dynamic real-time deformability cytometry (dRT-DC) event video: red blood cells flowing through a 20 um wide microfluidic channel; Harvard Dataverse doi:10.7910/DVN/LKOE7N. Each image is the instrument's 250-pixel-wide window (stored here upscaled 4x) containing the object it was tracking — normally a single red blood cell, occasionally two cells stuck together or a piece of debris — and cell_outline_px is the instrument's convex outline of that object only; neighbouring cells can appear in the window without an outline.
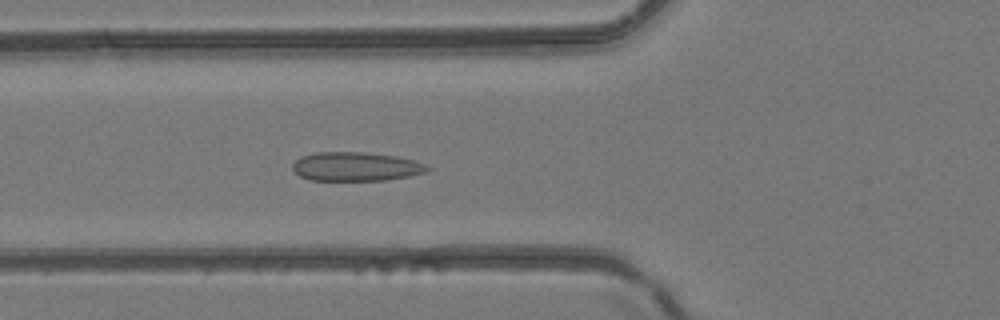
{"species": "common noctule bat (a hibernating species)", "species_latin": "Nyctalus noctula", "temperature_condition": "room temperature", "stored_images_in_passage": 49, "camera_frame_rate_fps": 3000, "um_per_image_px": 0.085, "animal": {"sex": "female", "body_mass_g": 24.6, "forearm_length_mm": 56.2}, "frame": {"image": 1, "passage_image": 19, "time_ms": 6.0, "image_size_px": [1000, 320], "cell_outline_px": [[432, 168], [424, 172], [408, 176], [388, 180], [312, 180], [300, 176], [292, 168], [292, 164], [300, 156], [316, 152], [360, 152], [396, 156], [416, 160]], "centroid_in_image_um": [30.24, 14.15], "position_along_channel_um": 95.6, "area_um2": 22.66}}
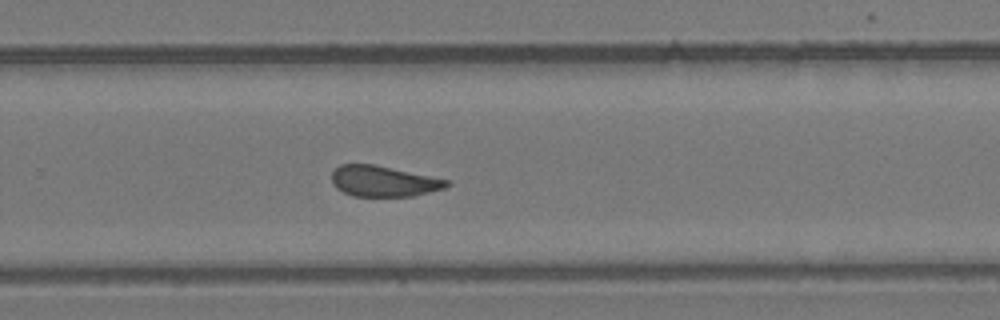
{"frame": {"image": 2, "passage_image": 33, "time_ms": 10.667, "image_size_px": [1000, 320], "cell_outline_px": [[452, 184], [444, 188], [412, 196], [352, 196], [336, 188], [332, 184], [332, 172], [340, 164], [372, 164], [448, 180]], "centroid_in_image_um": [32.56, 15.41], "position_along_channel_um": 297.2, "area_um2": 20.35}}
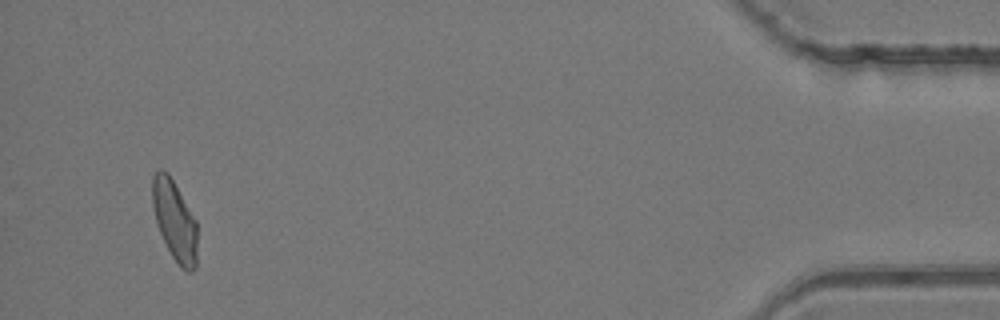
{"frame": {"image": 3, "passage_image": 47, "time_ms": 15.333, "image_size_px": [1000, 320], "cell_outline_px": [[196, 268], [192, 272], [188, 272], [180, 268], [172, 256], [156, 224], [152, 204], [152, 176], [160, 168], [164, 168], [168, 172], [196, 220]], "centroid_in_image_um": [14.83, 18.73], "position_along_channel_um": 420.4, "area_um2": 20.98}}